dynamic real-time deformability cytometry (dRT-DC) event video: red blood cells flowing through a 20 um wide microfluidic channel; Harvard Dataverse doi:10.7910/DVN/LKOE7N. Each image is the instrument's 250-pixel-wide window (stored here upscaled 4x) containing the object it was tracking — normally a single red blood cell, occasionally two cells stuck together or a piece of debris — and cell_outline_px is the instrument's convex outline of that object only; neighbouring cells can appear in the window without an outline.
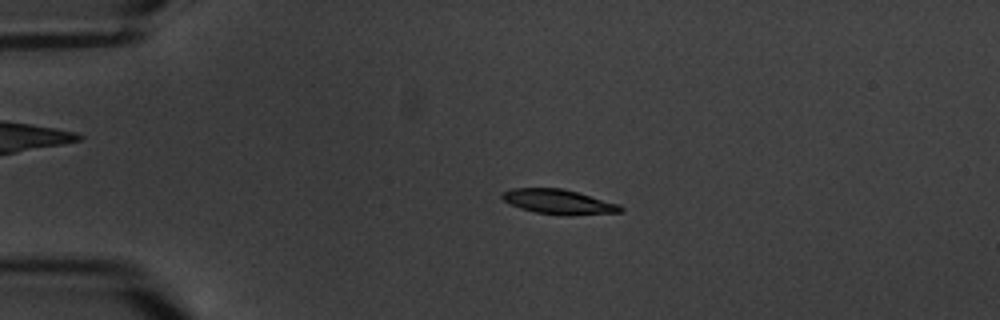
{"species": "common noctule bat (a hibernating species)", "species_latin": "Nyctalus noctula", "temperature_condition": "warm", "stored_images_in_passage": 6, "camera_frame_rate_fps": 3000, "um_per_image_px": 0.085, "animal": {"sex": "male", "body_mass_g": 20.1, "forearm_length_mm": 53.5}, "frame": {"image": 1, "passage_image": 4, "time_ms": 3.667, "image_size_px": [1000, 320], "cell_outline_px": [[624, 212], [568, 216], [564, 216], [536, 212], [520, 208], [508, 204], [500, 196], [504, 192], [512, 188], [560, 188], [576, 192], [620, 204], [624, 208]], "centroid_in_image_um": [47.51, 17.17], "position_along_channel_um": 37.5, "area_um2": 17.17}}
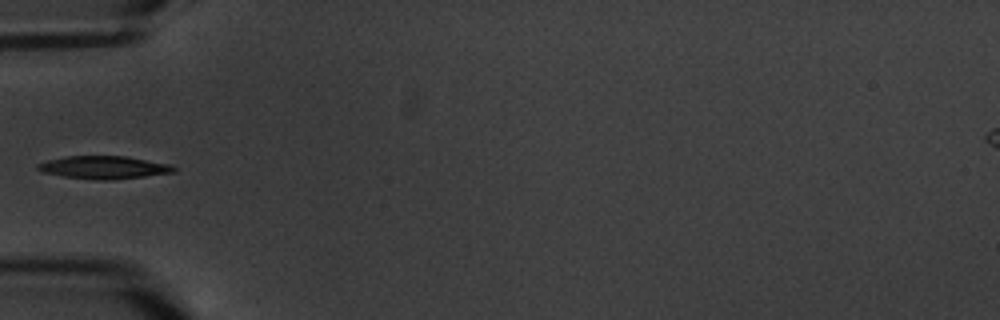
{"frame": {"image": 2, "passage_image": 6, "time_ms": 6.0, "image_size_px": [1000, 320], "cell_outline_px": [[176, 172], [112, 180], [100, 180], [64, 176], [44, 172], [36, 168], [36, 164], [48, 160], [64, 156], [128, 156], [168, 164], [176, 168]], "centroid_in_image_um": [8.83, 14.22], "position_along_channel_um": 76.2, "area_um2": 17.98}}